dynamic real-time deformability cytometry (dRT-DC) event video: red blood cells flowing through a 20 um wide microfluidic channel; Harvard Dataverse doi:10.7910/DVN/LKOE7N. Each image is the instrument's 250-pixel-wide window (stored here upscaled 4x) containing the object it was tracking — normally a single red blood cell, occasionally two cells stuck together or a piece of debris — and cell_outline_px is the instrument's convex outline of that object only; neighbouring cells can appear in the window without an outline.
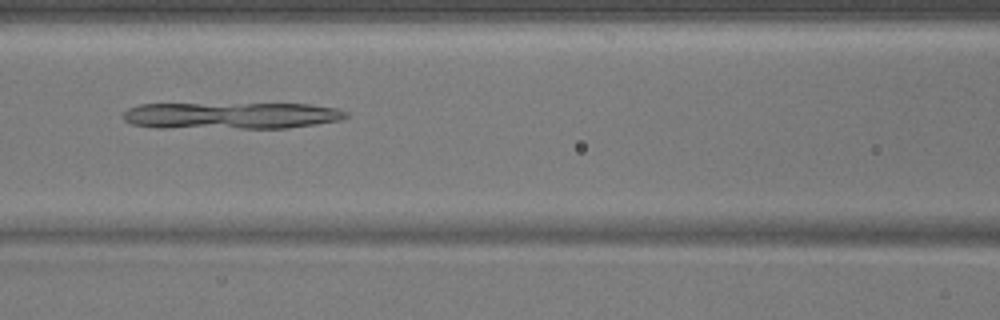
{"species": "common noctule bat (a hibernating species)", "species_latin": "Nyctalus noctula", "temperature_condition": "warm", "stored_images_in_passage": 38, "camera_frame_rate_fps": 3000, "um_per_image_px": 0.085, "animal": {"sex": "male", "body_mass_g": 17.9}, "frame": {"image": 1, "passage_image": 10, "time_ms": 3.0, "image_size_px": [1000, 320], "cell_outline_px": [[348, 116], [340, 120], [316, 124], [288, 128], [156, 128], [132, 124], [124, 120], [124, 112], [128, 108], [140, 104], [312, 104], [336, 108], [348, 112]], "centroid_in_image_um": [19.65, 9.83], "position_along_channel_um": 146.9, "area_um2": 34.91}}
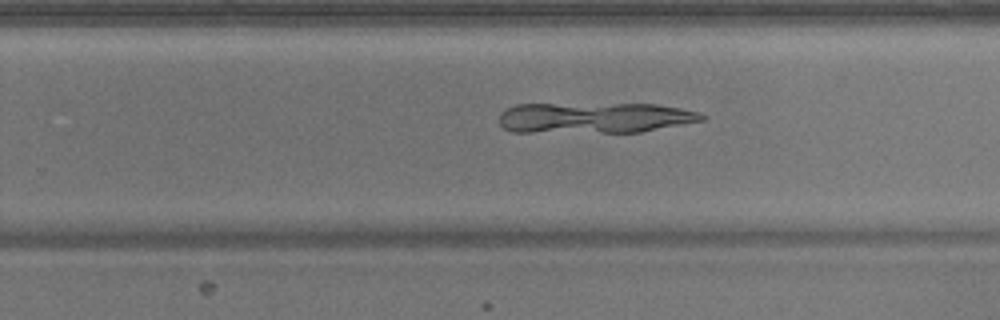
{"frame": {"image": 2, "passage_image": 20, "time_ms": 6.333, "image_size_px": [1000, 320], "cell_outline_px": [[708, 116], [704, 120], [640, 132], [512, 132], [504, 128], [500, 124], [500, 112], [516, 104], [656, 104], [680, 108], [700, 112]], "centroid_in_image_um": [50.54, 10.01], "position_along_channel_um": 279.3, "area_um2": 36.36}}
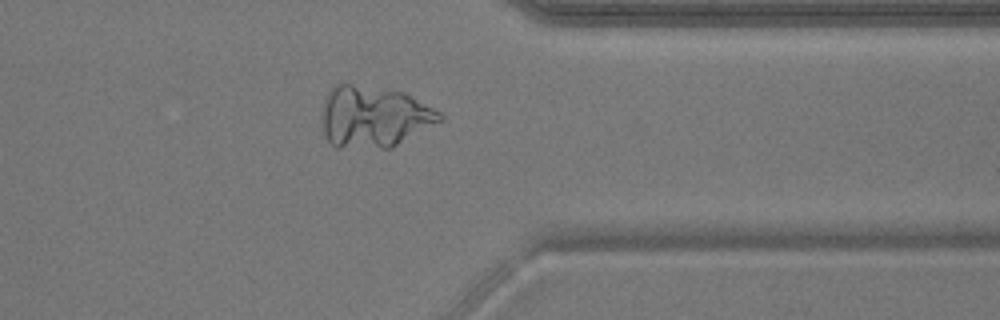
{"frame": {"image": 3, "passage_image": 28, "time_ms": 9.0, "image_size_px": [1000, 320], "cell_outline_px": [[444, 120], [392, 148], [336, 148], [324, 136], [320, 120], [320, 112], [324, 100], [332, 84], [352, 84], [404, 92], [440, 112], [444, 116]], "centroid_in_image_um": [31.74, 9.94], "position_along_channel_um": 379.7, "area_um2": 42.83}}